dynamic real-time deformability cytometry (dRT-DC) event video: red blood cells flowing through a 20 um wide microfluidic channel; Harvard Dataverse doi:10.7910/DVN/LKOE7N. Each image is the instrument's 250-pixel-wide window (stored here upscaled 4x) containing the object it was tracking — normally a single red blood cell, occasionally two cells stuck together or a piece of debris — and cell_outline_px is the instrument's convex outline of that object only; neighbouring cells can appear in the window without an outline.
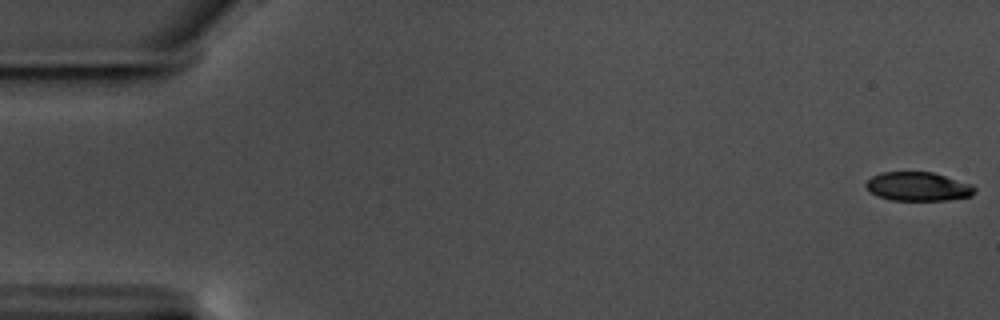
{"species": "common noctule bat (a hibernating species)", "species_latin": "Nyctalus noctula", "temperature_condition": "warm", "stored_images_in_passage": 58, "camera_frame_rate_fps": 3000, "um_per_image_px": 0.085, "animal": {"sex": "male", "body_mass_g": 17.5, "forearm_length_mm": 52.3}, "frame": {"image": 1, "passage_image": 1, "time_ms": 0.0, "image_size_px": [1000, 320], "cell_outline_px": [[976, 192], [972, 196], [948, 200], [892, 200], [880, 196], [872, 192], [864, 184], [872, 176], [880, 172], [932, 172], [972, 184], [976, 188]], "centroid_in_image_um": [78.08, 15.85], "position_along_channel_um": 6.9, "area_um2": 18.21}}
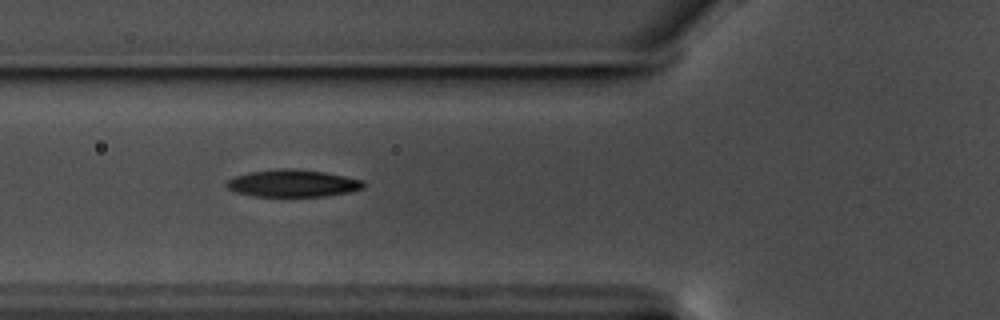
{"frame": {"image": 2, "passage_image": 22, "time_ms": 7.0, "image_size_px": [1000, 320], "cell_outline_px": [[364, 188], [352, 192], [324, 196], [252, 196], [236, 192], [228, 188], [224, 184], [232, 176], [248, 172], [276, 168], [292, 168], [324, 172], [344, 176], [360, 180], [364, 184]], "centroid_in_image_um": [24.83, 15.57], "position_along_channel_um": 101.0, "area_um2": 21.85}}
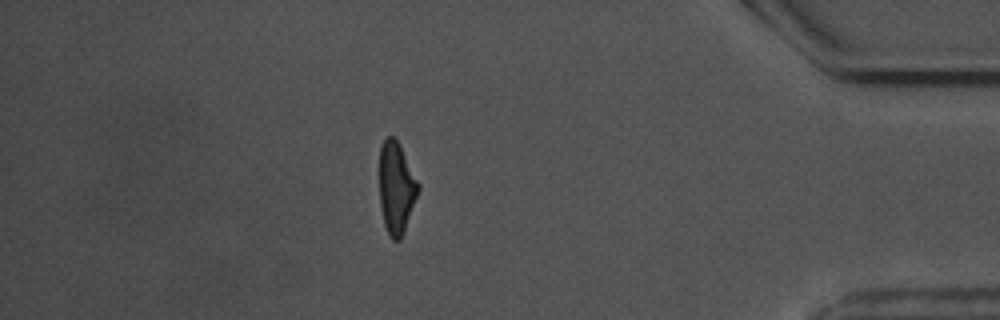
{"frame": {"image": 3, "passage_image": 51, "time_ms": 16.667, "image_size_px": [1000, 320], "cell_outline_px": [[420, 188], [404, 232], [400, 240], [392, 240], [384, 224], [380, 208], [380, 148], [384, 140], [388, 136], [392, 136], [400, 144], [420, 184]], "centroid_in_image_um": [33.7, 15.96], "position_along_channel_um": 401.5, "area_um2": 20.75}, "authors_computed_cell_mechanics": {"area_um2": 20.9814, "velocity_mm_per_s": 3.5451, "shape_relaxation_time_tau1_ms": 3.6954, "shape_relaxation_time_tau2_ms": 2.9479, "deformation_change_tau1": 0.1759, "deformation_change_tau2": 0.1113}}